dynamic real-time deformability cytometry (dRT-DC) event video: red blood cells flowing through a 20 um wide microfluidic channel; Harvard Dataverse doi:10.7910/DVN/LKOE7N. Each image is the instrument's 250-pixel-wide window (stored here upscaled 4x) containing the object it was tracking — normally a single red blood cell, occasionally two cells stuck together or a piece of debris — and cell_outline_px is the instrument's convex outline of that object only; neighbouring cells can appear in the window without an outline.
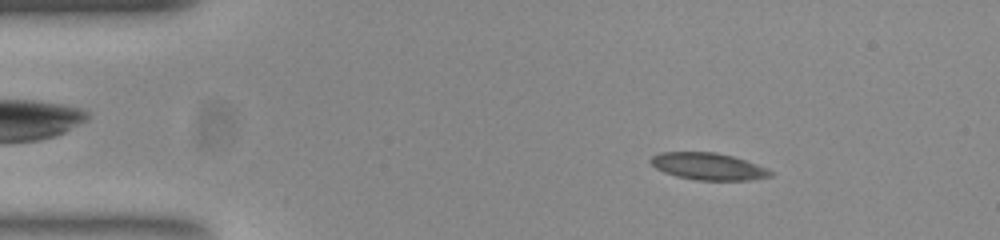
{"species": "common noctule bat (a hibernating species)", "species_latin": "Nyctalus noctula", "temperature_condition": "room temperature", "stored_images_in_passage": 51, "camera_frame_rate_fps": 3000, "um_per_image_px": 0.085, "animal": {"sex": "female", "body_mass_g": 23.0, "forearm_length_mm": 53.4}, "frame": {"image": 1, "passage_image": 6, "time_ms": 1.667, "image_size_px": [1000, 240], "cell_outline_px": [[772, 176], [748, 180], [696, 180], [676, 176], [664, 172], [656, 168], [648, 160], [652, 156], [660, 152], [716, 152], [732, 156], [768, 168], [772, 172]], "centroid_in_image_um": [60.18, 14.14], "position_along_channel_um": 24.8, "area_um2": 18.79}}
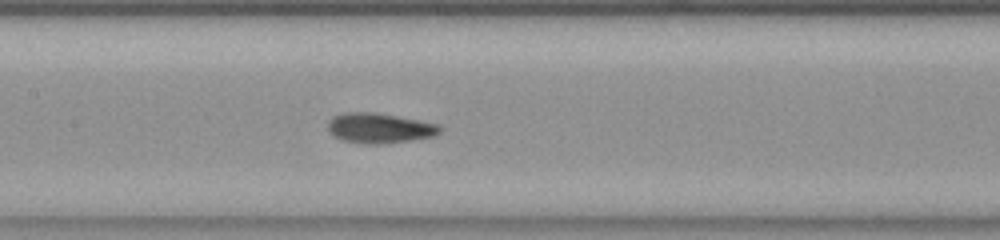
{"frame": {"image": 2, "passage_image": 23, "time_ms": 7.333, "image_size_px": [1000, 240], "cell_outline_px": [[440, 132], [432, 136], [384, 144], [364, 144], [344, 140], [336, 136], [328, 128], [328, 120], [332, 116], [344, 112], [376, 112], [436, 124], [440, 128]], "centroid_in_image_um": [32.2, 10.88], "position_along_channel_um": 175.2, "area_um2": 19.25}}
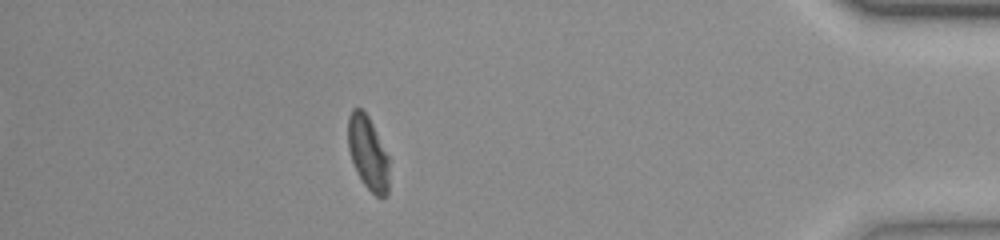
{"frame": {"image": 3, "passage_image": 45, "time_ms": 14.667, "image_size_px": [1000, 240], "cell_outline_px": [[388, 196], [376, 196], [364, 184], [352, 160], [348, 148], [348, 116], [352, 108], [360, 108], [368, 116], [388, 156]], "centroid_in_image_um": [31.27, 12.98], "position_along_channel_um": 403.9, "area_um2": 17.22}, "authors_computed_cell_mechanics": {"area_um2": 18.6694, "velocity_mm_per_s": 3.8086, "shape_relaxation_time_tau1_ms": 4.1337, "shape_relaxation_time_tau2_ms": 1.8368, "deformation_change_tau1": 0.1546, "deformation_change_tau2": 0.0846}}